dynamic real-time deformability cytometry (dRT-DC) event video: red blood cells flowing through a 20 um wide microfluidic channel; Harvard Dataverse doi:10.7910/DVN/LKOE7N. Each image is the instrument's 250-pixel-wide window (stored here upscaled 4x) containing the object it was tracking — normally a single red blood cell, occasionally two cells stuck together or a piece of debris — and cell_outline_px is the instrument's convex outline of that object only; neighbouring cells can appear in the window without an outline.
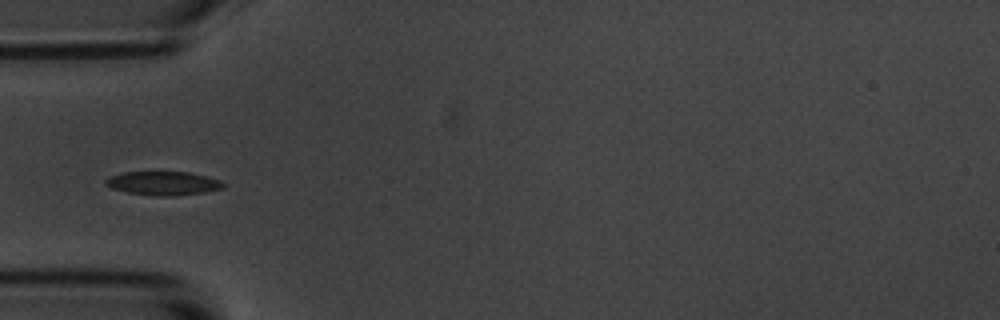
{"species": "common noctule bat (a hibernating species)", "species_latin": "Nyctalus noctula", "temperature_condition": "room temperature", "stored_images_in_passage": 6, "camera_frame_rate_fps": 3000, "um_per_image_px": 0.085, "animal": {"sex": "male", "body_mass_g": 20.1, "forearm_length_mm": 53.5}, "frame": {"image": 1, "passage_image": 5, "time_ms": 4.667, "image_size_px": [1000, 320], "cell_outline_px": [[228, 184], [224, 188], [204, 192], [172, 196], [156, 196], [128, 192], [112, 188], [104, 184], [104, 180], [108, 176], [124, 172], [188, 172], [220, 180]], "centroid_in_image_um": [13.87, 15.57], "position_along_channel_um": 71.1, "area_um2": 16.3}}